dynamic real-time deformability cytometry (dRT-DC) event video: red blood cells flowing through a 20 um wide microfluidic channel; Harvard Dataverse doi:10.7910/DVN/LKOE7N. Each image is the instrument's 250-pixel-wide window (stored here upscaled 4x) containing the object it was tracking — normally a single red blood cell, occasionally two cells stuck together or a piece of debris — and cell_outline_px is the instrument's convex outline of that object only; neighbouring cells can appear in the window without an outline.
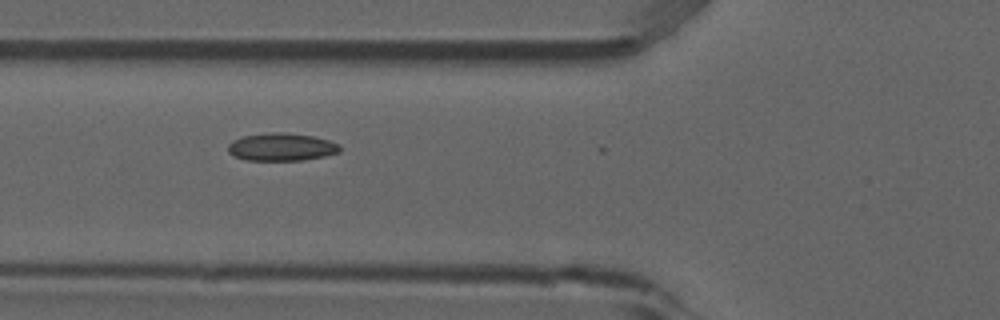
{"species": "common noctule bat (a hibernating species)", "species_latin": "Nyctalus noctula", "temperature_condition": "room temperature", "stored_images_in_passage": 10, "camera_frame_rate_fps": 3000, "um_per_image_px": 0.085, "animal": {"sex": "male", "forearm_length_mm": 52.5}, "frame": {"image": 1, "passage_image": 2, "time_ms": 0.333, "image_size_px": [1000, 320], "cell_outline_px": [[340, 152], [324, 156], [304, 160], [244, 160], [228, 152], [228, 144], [232, 140], [244, 136], [272, 132], [284, 132], [312, 136], [328, 140], [340, 144]], "centroid_in_image_um": [23.93, 12.49], "position_along_channel_um": 101.9, "area_um2": 18.03}}
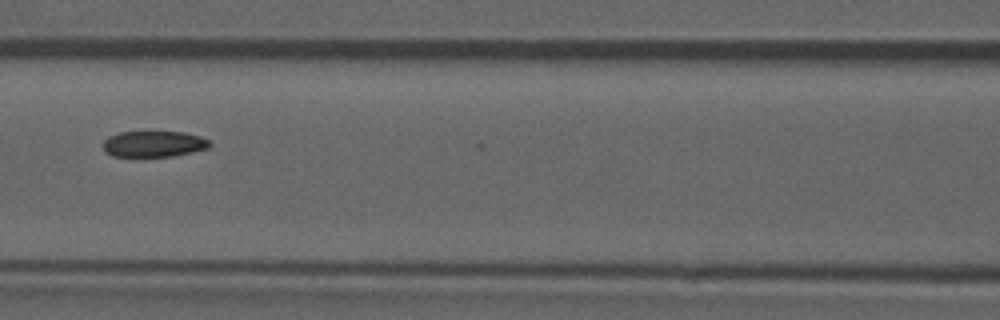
{"frame": {"image": 2, "passage_image": 3, "time_ms": 0.667, "image_size_px": [1000, 320], "cell_outline_px": [[212, 144], [208, 148], [192, 152], [172, 156], [112, 156], [104, 152], [104, 140], [108, 136], [120, 132], [184, 132], [200, 136], [208, 140]], "centroid_in_image_um": [13.06, 12.23], "position_along_channel_um": 153.5, "area_um2": 16.13}}